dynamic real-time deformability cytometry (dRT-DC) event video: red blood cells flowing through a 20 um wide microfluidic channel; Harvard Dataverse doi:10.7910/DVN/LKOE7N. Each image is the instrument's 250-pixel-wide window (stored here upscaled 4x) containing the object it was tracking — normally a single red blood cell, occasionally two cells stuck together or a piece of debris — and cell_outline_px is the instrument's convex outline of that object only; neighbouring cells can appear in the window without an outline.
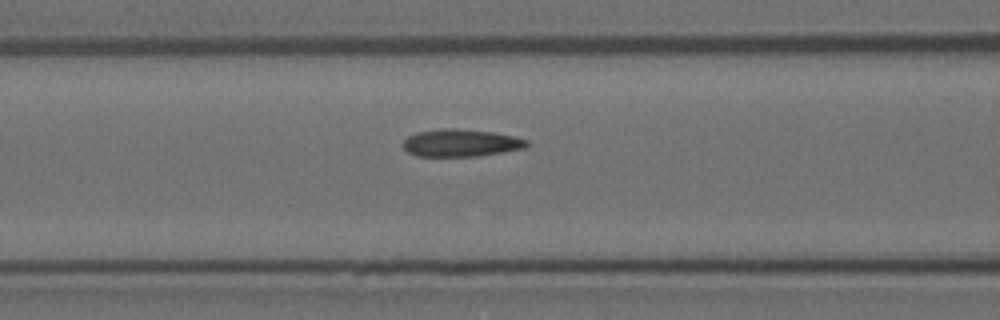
{"species": "Egyptian fruit bat (a non-hibernating species)", "species_latin": "Rousettus aegyptiacus", "temperature_condition": "room temperature", "stored_images_in_passage": 17, "camera_frame_rate_fps": 3000, "um_per_image_px": 0.085, "animal": {"sex": "female"}, "frame": {"image": 1, "passage_image": 15, "time_ms": 4.667, "image_size_px": [1000, 320], "cell_outline_px": [[528, 144], [524, 148], [504, 152], [480, 156], [416, 156], [408, 152], [404, 148], [404, 140], [408, 136], [416, 132], [440, 128], [456, 128], [492, 132], [516, 136], [528, 140]], "centroid_in_image_um": [39.18, 12.14], "position_along_channel_um": 127.4, "area_um2": 19.88}}